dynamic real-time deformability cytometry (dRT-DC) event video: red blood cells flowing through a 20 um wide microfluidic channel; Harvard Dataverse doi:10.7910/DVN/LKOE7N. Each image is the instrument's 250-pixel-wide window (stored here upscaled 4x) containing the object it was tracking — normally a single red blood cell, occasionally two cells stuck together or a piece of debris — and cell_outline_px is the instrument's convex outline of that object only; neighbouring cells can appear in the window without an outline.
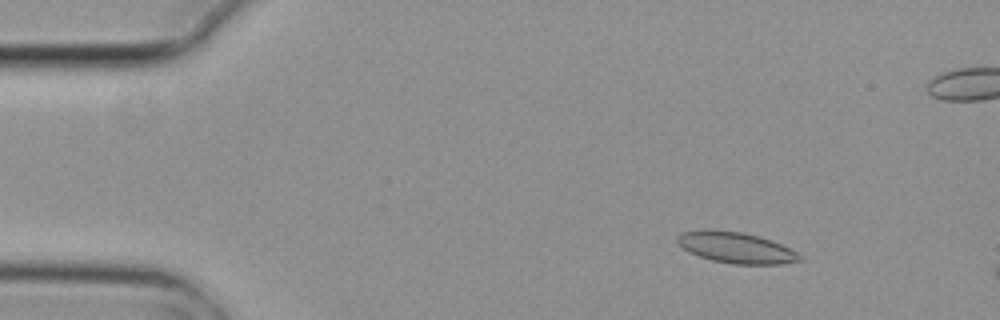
{"species": "common noctule bat (a hibernating species)", "species_latin": "Nyctalus noctula", "temperature_condition": "cold", "stored_images_in_passage": 5, "camera_frame_rate_fps": 3000, "um_per_image_px": 0.085, "animal": {"sex": "female", "body_mass_g": 29.2, "forearm_length_mm": 56.3}, "frame": {"image": 1, "passage_image": 3, "time_ms": 0.667, "image_size_px": [1000, 320], "cell_outline_px": [[804, 260], [784, 264], [732, 264], [712, 260], [688, 252], [676, 240], [676, 236], [684, 232], [704, 228], [712, 228], [744, 232], [772, 240], [804, 256]], "centroid_in_image_um": [62.57, 21.03], "position_along_channel_um": 22.4, "area_um2": 22.43}}